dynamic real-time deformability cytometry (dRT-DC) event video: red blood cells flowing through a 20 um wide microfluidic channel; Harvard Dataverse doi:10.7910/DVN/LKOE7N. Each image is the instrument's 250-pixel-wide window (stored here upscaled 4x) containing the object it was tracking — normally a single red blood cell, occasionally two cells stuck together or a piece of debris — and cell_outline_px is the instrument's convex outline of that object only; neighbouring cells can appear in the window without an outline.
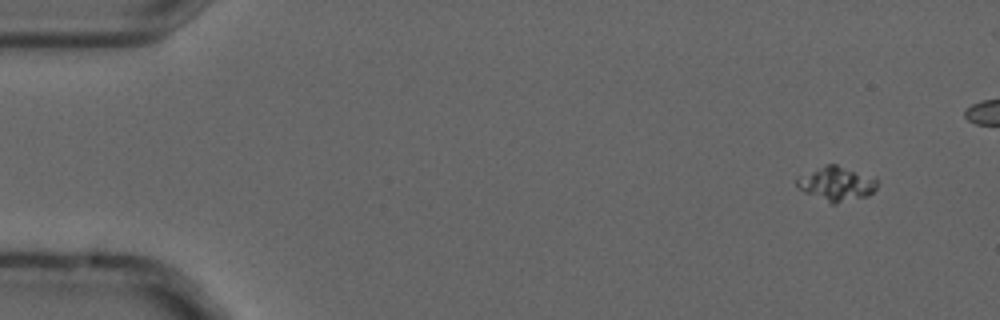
{"species": "common noctule bat (a hibernating species)", "species_latin": "Nyctalus noctula", "temperature_condition": "cold", "stored_images_in_passage": 2, "segment_of_instrument_passage": [2, 2], "camera_frame_rate_fps": 3000, "um_per_image_px": 0.085, "animal": {"sex": "male", "forearm_length_mm": 52.5}, "frame": {"image": 1, "passage_image": 2, "time_ms": 0.333, "image_size_px": [1000, 320], "cell_outline_px": [[876, 188], [868, 196], [836, 204], [828, 204], [804, 192], [796, 184], [796, 180], [824, 164], [836, 164], [876, 180]], "centroid_in_image_um": [71.07, 15.66], "position_along_channel_um": 13.9, "area_um2": 15.61}}